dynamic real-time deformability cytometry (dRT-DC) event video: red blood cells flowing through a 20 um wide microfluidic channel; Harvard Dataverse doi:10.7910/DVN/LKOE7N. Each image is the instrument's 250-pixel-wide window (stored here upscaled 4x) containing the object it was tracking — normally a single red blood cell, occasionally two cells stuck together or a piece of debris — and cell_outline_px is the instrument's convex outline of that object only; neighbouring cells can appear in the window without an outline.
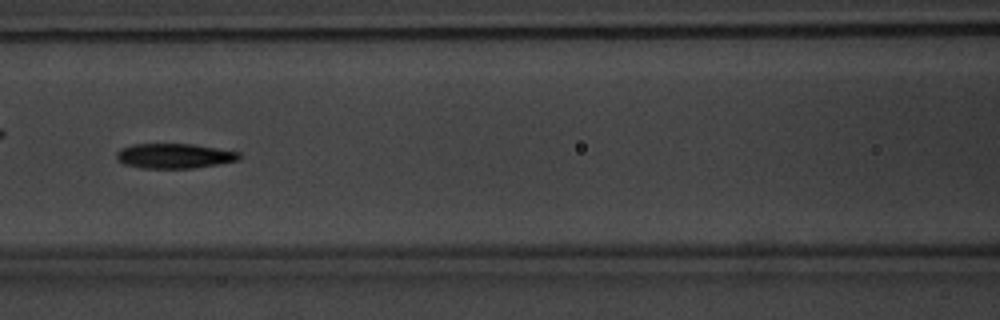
{"species": "common noctule bat (a hibernating species)", "species_latin": "Nyctalus noctula", "temperature_condition": "warm", "stored_images_in_passage": 9, "camera_frame_rate_fps": 3000, "um_per_image_px": 0.085, "animal": {"sex": "male", "body_mass_g": 20.1, "forearm_length_mm": 53.5}, "frame": {"image": 1, "passage_image": 7, "time_ms": 7.0, "image_size_px": [1000, 320], "cell_outline_px": [[240, 160], [220, 164], [192, 168], [140, 168], [124, 164], [116, 160], [116, 152], [120, 148], [132, 144], [192, 144], [240, 152]], "centroid_in_image_um": [14.79, 13.25], "position_along_channel_um": 151.8, "area_um2": 17.92}}
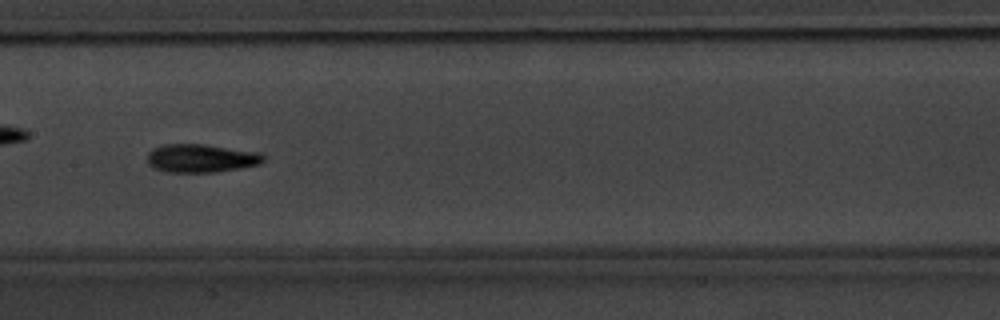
{"frame": {"image": 2, "passage_image": 8, "time_ms": 8.0, "image_size_px": [1000, 320], "cell_outline_px": [[268, 156], [260, 164], [240, 168], [216, 172], [168, 172], [152, 168], [148, 164], [148, 152], [152, 148], [164, 144], [204, 144], [260, 152]], "centroid_in_image_um": [17.11, 13.45], "position_along_channel_um": 190.3, "area_um2": 19.42}}
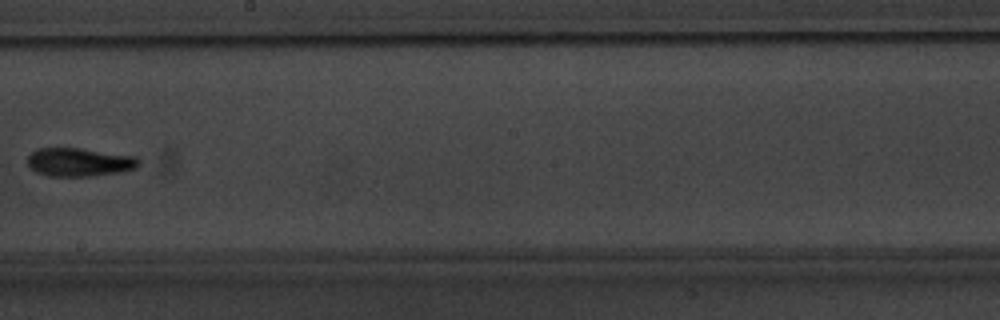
{"frame": {"image": 3, "passage_image": 9, "time_ms": 9.333, "image_size_px": [1000, 320], "cell_outline_px": [[140, 164], [136, 168], [120, 172], [88, 176], [48, 176], [36, 172], [28, 164], [28, 156], [36, 148], [80, 148], [136, 156], [140, 160]], "centroid_in_image_um": [6.75, 13.77], "position_along_channel_um": 241.4, "area_um2": 18.44}}